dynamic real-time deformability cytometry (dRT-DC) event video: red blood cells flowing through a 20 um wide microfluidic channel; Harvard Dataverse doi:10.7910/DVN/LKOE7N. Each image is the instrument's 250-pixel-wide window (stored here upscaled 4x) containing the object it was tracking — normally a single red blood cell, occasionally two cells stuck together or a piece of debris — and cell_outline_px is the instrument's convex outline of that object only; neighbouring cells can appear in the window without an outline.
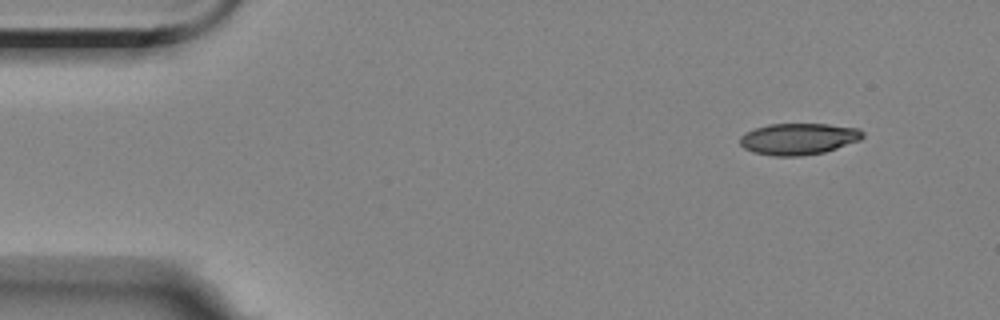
{"species": "Egyptian fruit bat (a non-hibernating species)", "species_latin": "Rousettus aegyptiacus", "temperature_condition": "room temperature", "stored_images_in_passage": 4, "camera_frame_rate_fps": 3000, "um_per_image_px": 0.085, "animal": {"sex": "female"}, "frame": {"image": 1, "passage_image": 1, "time_ms": 0.0, "image_size_px": [1000, 320], "cell_outline_px": [[864, 136], [860, 140], [824, 152], [800, 156], [772, 156], [752, 152], [744, 148], [740, 144], [740, 136], [744, 132], [768, 124], [828, 124], [856, 128], [864, 132]], "centroid_in_image_um": [67.84, 11.81], "position_along_channel_um": 17.2, "area_um2": 22.54}}
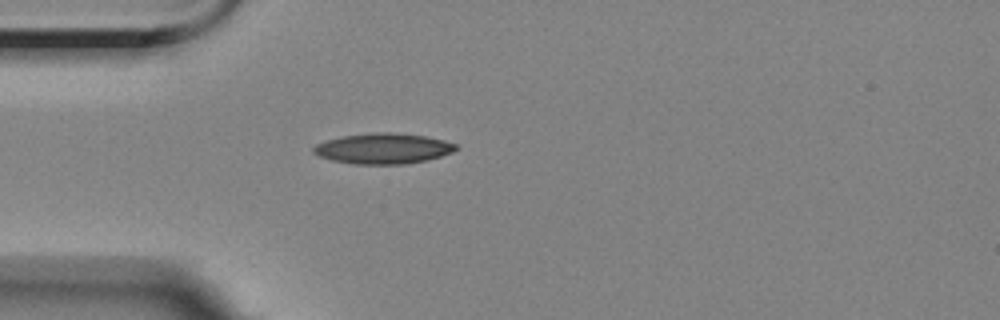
{"frame": {"image": 2, "passage_image": 4, "time_ms": 3.333, "image_size_px": [1000, 320], "cell_outline_px": [[460, 148], [452, 152], [440, 156], [408, 164], [356, 164], [332, 160], [320, 156], [312, 152], [312, 148], [316, 144], [340, 136], [376, 132], [392, 132], [424, 136], [444, 140], [456, 144]], "centroid_in_image_um": [32.57, 12.62], "position_along_channel_um": 52.4, "area_um2": 25.26}}